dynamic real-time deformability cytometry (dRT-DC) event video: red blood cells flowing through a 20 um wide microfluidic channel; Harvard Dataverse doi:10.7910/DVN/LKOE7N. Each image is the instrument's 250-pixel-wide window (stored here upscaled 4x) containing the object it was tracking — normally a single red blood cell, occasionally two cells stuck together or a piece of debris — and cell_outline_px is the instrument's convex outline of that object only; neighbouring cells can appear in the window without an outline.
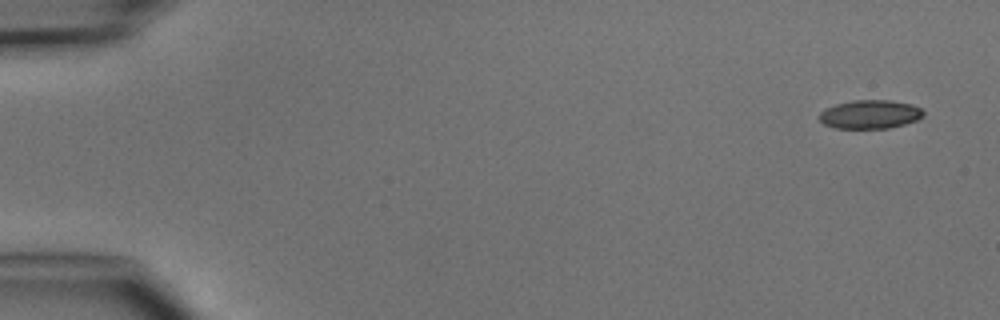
{"species": "common noctule bat (a hibernating species)", "species_latin": "Nyctalus noctula", "temperature_condition": "cold", "stored_images_in_passage": 4, "camera_frame_rate_fps": 3000, "um_per_image_px": 0.085, "animal": {"sex": "male", "body_mass_g": 15.6}, "frame": {"image": 1, "passage_image": 1, "time_ms": 0.0, "image_size_px": [1000, 320], "cell_outline_px": [[924, 116], [916, 120], [904, 124], [888, 128], [832, 128], [824, 124], [820, 120], [820, 112], [824, 108], [836, 104], [852, 100], [888, 100], [912, 104], [920, 108], [924, 112]], "centroid_in_image_um": [73.94, 9.71], "position_along_channel_um": 11.1, "area_um2": 17.4}}
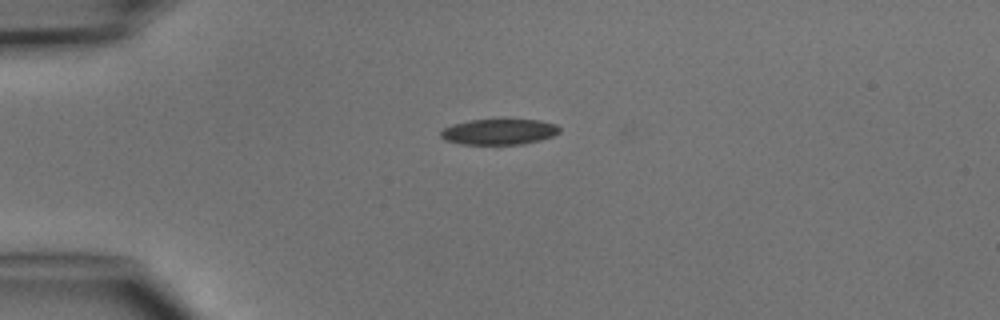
{"frame": {"image": 2, "passage_image": 4, "time_ms": 3.333, "image_size_px": [1000, 320], "cell_outline_px": [[560, 132], [552, 136], [540, 140], [524, 144], [496, 148], [460, 144], [444, 140], [440, 136], [440, 132], [444, 128], [452, 124], [468, 120], [540, 120], [556, 124], [560, 128]], "centroid_in_image_um": [42.38, 11.26], "position_along_channel_um": 42.6, "area_um2": 18.73}}